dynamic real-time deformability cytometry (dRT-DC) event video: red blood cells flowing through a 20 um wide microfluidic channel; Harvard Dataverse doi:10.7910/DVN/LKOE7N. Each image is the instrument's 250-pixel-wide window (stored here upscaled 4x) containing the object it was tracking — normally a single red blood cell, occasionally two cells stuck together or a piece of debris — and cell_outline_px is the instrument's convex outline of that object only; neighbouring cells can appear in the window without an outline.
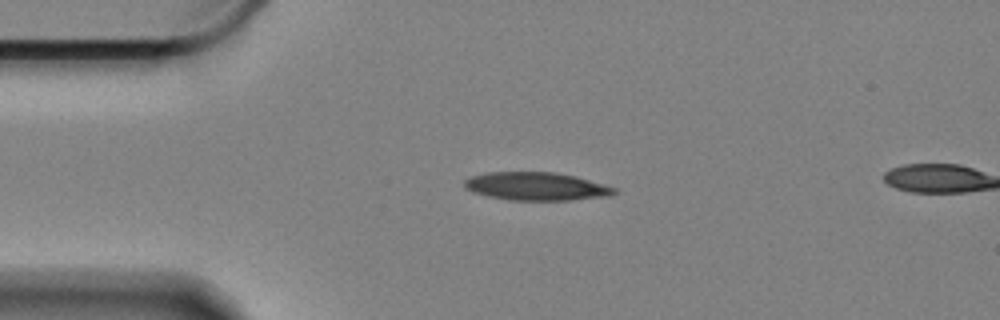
{"species": "Egyptian fruit bat (a non-hibernating species)", "species_latin": "Rousettus aegyptiacus", "temperature_condition": "cold", "stored_images_in_passage": 15, "camera_frame_rate_fps": 3000, "um_per_image_px": 0.085, "animal": {"sex": "female"}, "frame": {"image": 1, "passage_image": 11, "time_ms": 3.333, "image_size_px": [1000, 320], "cell_outline_px": [[616, 192], [612, 196], [568, 200], [508, 200], [488, 196], [472, 192], [464, 188], [464, 180], [468, 176], [488, 172], [552, 172], [576, 176], [604, 184], [616, 188]], "centroid_in_image_um": [45.56, 15.84], "position_along_channel_um": 39.4, "area_um2": 24.74}}